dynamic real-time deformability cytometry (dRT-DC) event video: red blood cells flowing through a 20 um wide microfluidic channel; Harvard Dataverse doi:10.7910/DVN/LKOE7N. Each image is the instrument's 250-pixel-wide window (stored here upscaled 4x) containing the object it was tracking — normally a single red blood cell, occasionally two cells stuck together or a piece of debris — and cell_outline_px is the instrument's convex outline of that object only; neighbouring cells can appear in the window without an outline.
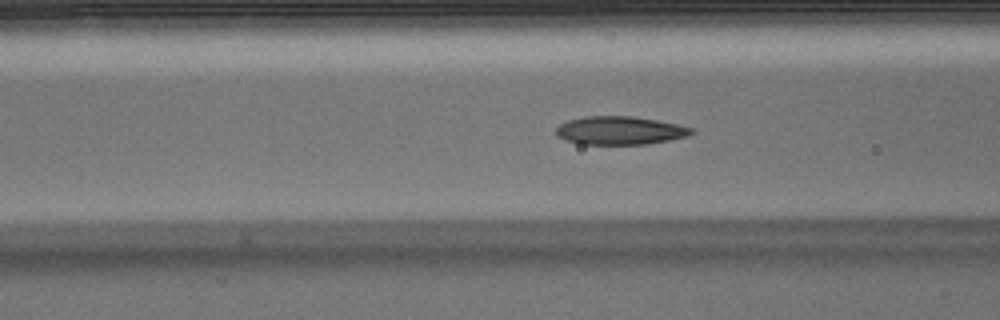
{"species": "Egyptian fruit bat (a non-hibernating species)", "species_latin": "Rousettus aegyptiacus", "temperature_condition": "warm", "stored_images_in_passage": 39, "camera_frame_rate_fps": 3000, "um_per_image_px": 0.085, "animal": {"sex": "male"}, "frame": {"image": 1, "passage_image": 8, "time_ms": 2.333, "image_size_px": [1000, 320], "cell_outline_px": [[696, 132], [688, 136], [648, 144], [580, 144], [564, 140], [556, 136], [556, 128], [560, 124], [568, 120], [584, 116], [632, 116], [656, 120], [676, 124], [692, 128]], "centroid_in_image_um": [52.67, 11.09], "position_along_channel_um": 113.9, "area_um2": 22.37}}
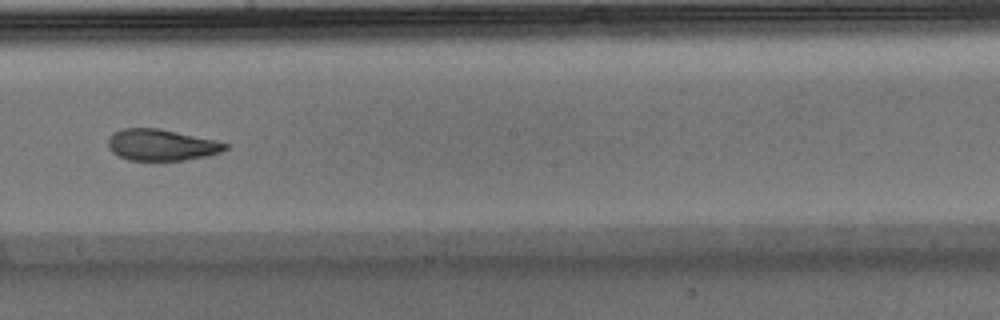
{"frame": {"image": 2, "passage_image": 17, "time_ms": 5.333, "image_size_px": [1000, 320], "cell_outline_px": [[228, 148], [220, 152], [204, 156], [184, 160], [128, 160], [112, 152], [108, 148], [108, 136], [112, 132], [120, 128], [160, 128], [216, 140], [228, 144]], "centroid_in_image_um": [13.68, 12.3], "position_along_channel_um": 234.5, "area_um2": 21.5}}
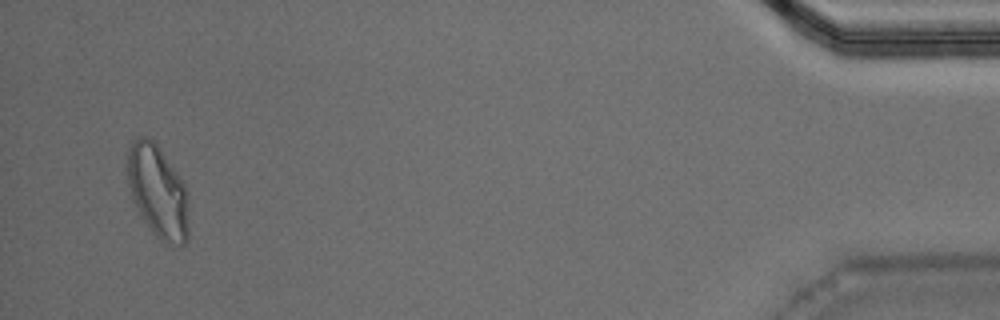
{"frame": {"image": 3, "passage_image": 37, "time_ms": 12.0, "image_size_px": [1000, 320], "cell_outline_px": [[188, 240], [184, 244], [172, 248], [160, 240], [152, 232], [144, 220], [132, 200], [128, 184], [128, 152], [132, 140], [136, 136], [148, 136], [160, 148], [184, 184], [188, 192]], "centroid_in_image_um": [13.43, 16.32], "position_along_channel_um": 421.8, "area_um2": 33.41}, "authors_computed_cell_mechanics": {"area_um2": 22.6576, "velocity_mm_per_s": 4.012, "shape_relaxation_time_tau1_ms": 5.2781, "shape_relaxation_time_tau2_ms": 1.8352, "deformation_change_tau1": 0.2134, "deformation_change_tau2": 0.0864}}